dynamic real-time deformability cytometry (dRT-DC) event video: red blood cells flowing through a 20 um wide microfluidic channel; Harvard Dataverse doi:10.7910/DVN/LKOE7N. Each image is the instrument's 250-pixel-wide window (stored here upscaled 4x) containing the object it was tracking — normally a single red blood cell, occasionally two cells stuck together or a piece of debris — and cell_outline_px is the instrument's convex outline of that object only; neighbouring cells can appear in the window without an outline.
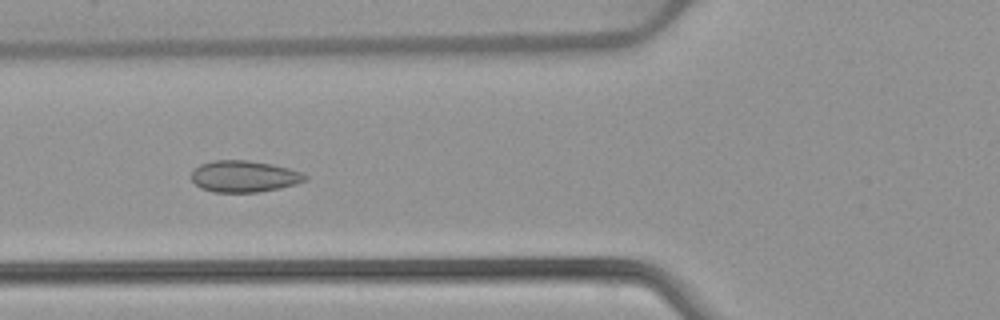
{"species": "common noctule bat (a hibernating species)", "species_latin": "Nyctalus noctula", "temperature_condition": "warm", "stored_images_in_passage": 42, "camera_frame_rate_fps": 3000, "um_per_image_px": 0.085, "animal": {"sex": "female", "body_mass_g": 22.7, "forearm_length_mm": 54.2}, "frame": {"image": 1, "passage_image": 10, "time_ms": 3.0, "image_size_px": [1000, 320], "cell_outline_px": [[308, 180], [296, 184], [280, 188], [260, 192], [212, 192], [200, 188], [192, 180], [192, 172], [200, 164], [216, 160], [248, 160], [272, 164], [288, 168], [300, 172], [308, 176]], "centroid_in_image_um": [20.77, 15.0], "position_along_channel_um": 105.0, "area_um2": 20.92}}
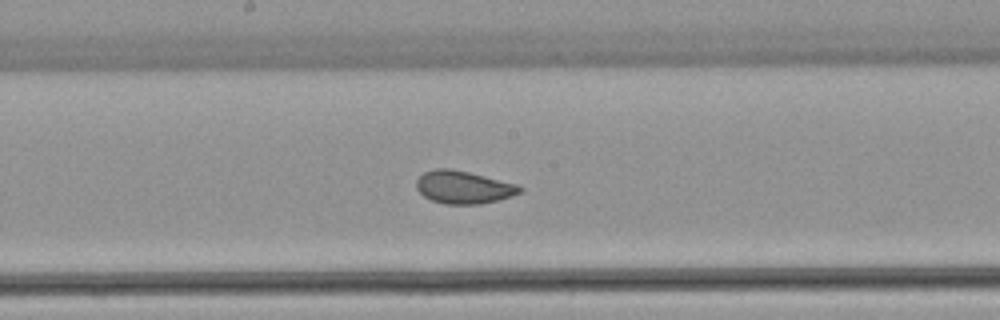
{"frame": {"image": 2, "passage_image": 18, "time_ms": 5.667, "image_size_px": [1000, 320], "cell_outline_px": [[524, 192], [512, 196], [480, 204], [444, 204], [432, 200], [424, 196], [416, 188], [416, 180], [424, 172], [436, 168], [448, 168], [468, 172], [516, 184], [524, 188]], "centroid_in_image_um": [39.4, 15.92], "position_along_channel_um": 208.8, "area_um2": 19.65}}
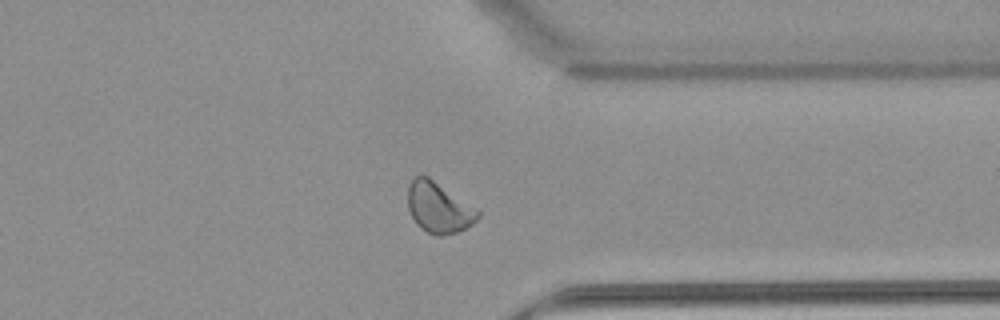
{"frame": {"image": 3, "passage_image": 31, "time_ms": 10.0, "image_size_px": [1000, 320], "cell_outline_px": [[480, 216], [472, 224], [456, 232], [440, 236], [436, 236], [420, 228], [416, 224], [408, 208], [408, 184], [416, 176], [428, 176], [480, 208]], "centroid_in_image_um": [37.33, 17.63], "position_along_channel_um": 374.1, "area_um2": 20.98}}